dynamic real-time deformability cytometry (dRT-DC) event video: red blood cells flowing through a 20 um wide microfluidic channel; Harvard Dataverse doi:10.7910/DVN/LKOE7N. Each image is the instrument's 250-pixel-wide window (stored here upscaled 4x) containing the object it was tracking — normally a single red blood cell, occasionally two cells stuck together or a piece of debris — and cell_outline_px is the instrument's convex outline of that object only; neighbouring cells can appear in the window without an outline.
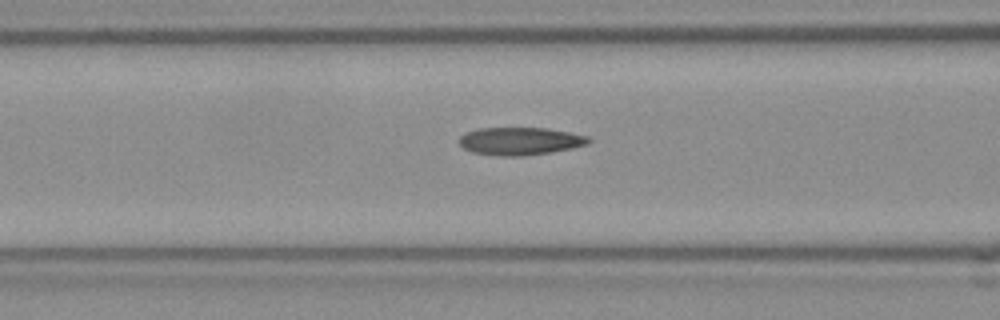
{"species": "Egyptian fruit bat (a non-hibernating species)", "species_latin": "Rousettus aegyptiacus", "temperature_condition": "room temperature", "stored_images_in_passage": 30, "camera_frame_rate_fps": 3000, "um_per_image_px": 0.085, "frame": {"image": 1, "passage_image": 9, "time_ms": 2.667, "image_size_px": [1000, 320], "cell_outline_px": [[592, 140], [588, 144], [572, 148], [552, 152], [520, 156], [500, 156], [472, 152], [464, 148], [460, 144], [460, 136], [468, 132], [480, 128], [548, 128], [588, 136]], "centroid_in_image_um": [44.24, 12.0], "position_along_channel_um": 122.4, "area_um2": 20.81}}
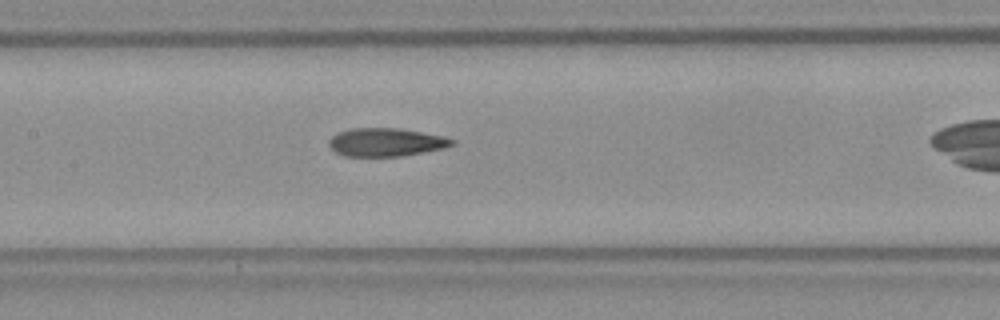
{"frame": {"image": 2, "passage_image": 13, "time_ms": 4.0, "image_size_px": [1000, 320], "cell_outline_px": [[456, 140], [452, 144], [444, 148], [400, 156], [344, 156], [336, 152], [328, 144], [328, 140], [336, 132], [348, 128], [396, 128], [444, 136]], "centroid_in_image_um": [32.75, 12.08], "position_along_channel_um": 174.6, "area_um2": 20.17}}